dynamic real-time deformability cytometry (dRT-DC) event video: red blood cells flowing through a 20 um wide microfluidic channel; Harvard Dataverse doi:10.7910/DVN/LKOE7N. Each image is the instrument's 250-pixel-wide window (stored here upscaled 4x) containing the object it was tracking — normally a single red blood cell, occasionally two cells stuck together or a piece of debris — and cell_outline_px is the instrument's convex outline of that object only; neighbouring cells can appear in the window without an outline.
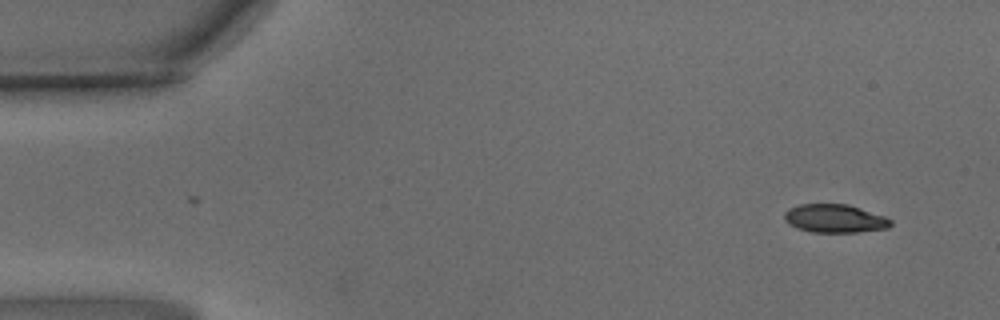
{"species": "common noctule bat (a hibernating species)", "species_latin": "Nyctalus noctula", "temperature_condition": "warm", "stored_images_in_passage": 58, "camera_frame_rate_fps": 3000, "um_per_image_px": 0.085, "animal": {"sex": "male", "body_mass_g": 15.6}, "frame": {"image": 1, "passage_image": 3, "time_ms": 0.667, "image_size_px": [1000, 320], "cell_outline_px": [[892, 224], [888, 228], [856, 232], [812, 232], [796, 228], [788, 224], [784, 220], [784, 212], [788, 208], [800, 204], [848, 204], [884, 216], [892, 220]], "centroid_in_image_um": [70.92, 18.57], "position_along_channel_um": 14.1, "area_um2": 17.63}}
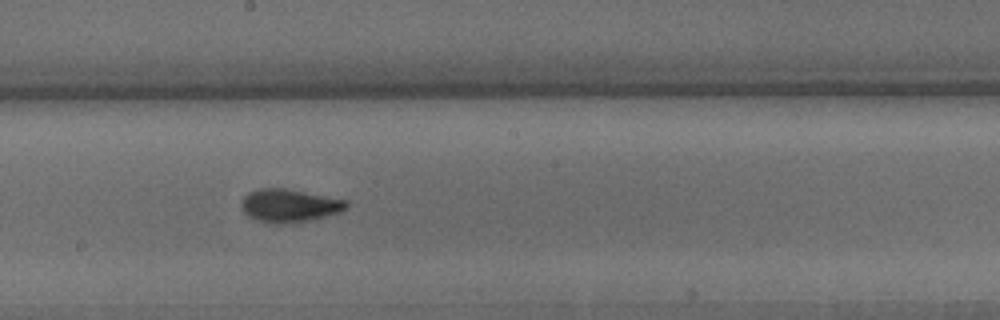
{"frame": {"image": 2, "passage_image": 31, "time_ms": 10.0, "image_size_px": [1000, 320], "cell_outline_px": [[348, 208], [340, 212], [328, 216], [292, 224], [272, 224], [256, 220], [248, 216], [244, 212], [240, 204], [244, 196], [248, 192], [256, 188], [284, 188], [348, 200]], "centroid_in_image_um": [24.59, 17.49], "position_along_channel_um": 223.6, "area_um2": 20.63}}
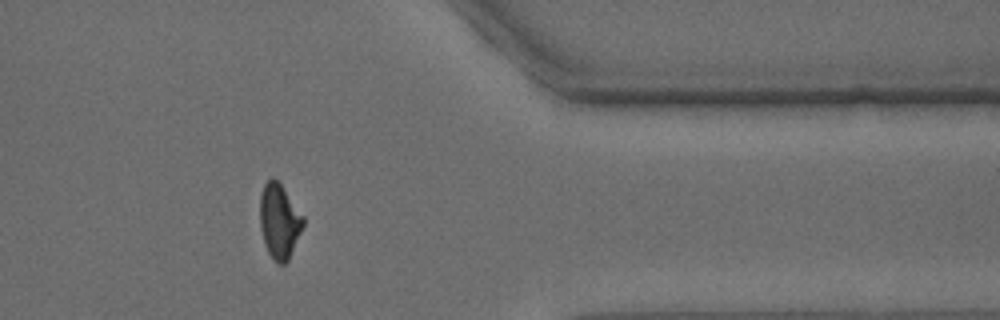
{"frame": {"image": 3, "passage_image": 47, "time_ms": 15.333, "image_size_px": [1000, 320], "cell_outline_px": [[304, 224], [288, 260], [284, 264], [276, 264], [272, 260], [264, 244], [260, 228], [260, 196], [264, 184], [272, 176], [280, 184], [304, 216]], "centroid_in_image_um": [23.73, 18.82], "position_along_channel_um": 387.7, "area_um2": 18.79}, "authors_computed_cell_mechanics": {"area_um2": 18.785, "velocity_mm_per_s": 3.4145, "shape_relaxation_time_tau1_ms": 4.6241, "shape_relaxation_time_tau2_ms": 1.1665, "deformation_change_tau1": 0.1813, "deformation_change_tau2": 0.0758}}